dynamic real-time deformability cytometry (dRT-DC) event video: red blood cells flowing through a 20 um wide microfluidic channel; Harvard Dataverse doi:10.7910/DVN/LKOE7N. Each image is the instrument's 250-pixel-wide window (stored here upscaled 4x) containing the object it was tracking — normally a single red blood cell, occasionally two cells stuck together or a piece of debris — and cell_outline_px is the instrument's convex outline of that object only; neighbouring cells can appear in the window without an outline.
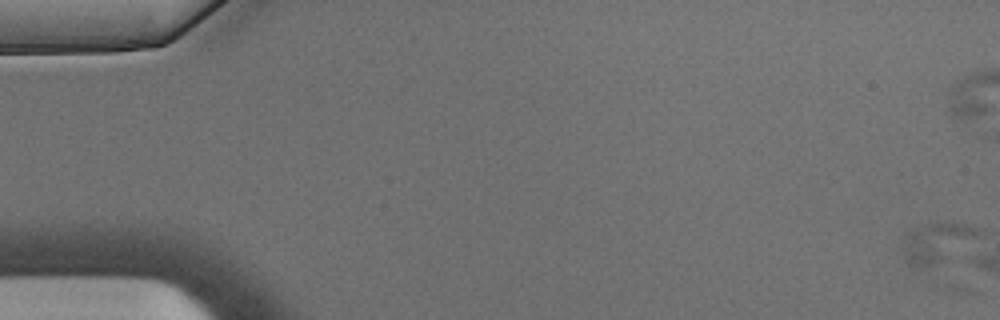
{"species": "Egyptian fruit bat (a non-hibernating species)", "species_latin": "Rousettus aegyptiacus", "temperature_condition": "warm", "stored_images_in_passage": 4, "camera_frame_rate_fps": 3000, "um_per_image_px": 0.085, "animal": {"sex": "male"}, "frame": {"image": 1, "passage_image": 1, "time_ms": 0.0, "image_size_px": [1000, 320], "cell_outline_px": [[984, 232], [936, 264], [920, 268], [908, 264], [904, 260], [900, 240], [904, 232], [920, 224], [968, 224], [984, 228]], "centroid_in_image_um": [79.52, 20.59], "position_along_channel_um": 5.5, "area_um2": 17.63}}